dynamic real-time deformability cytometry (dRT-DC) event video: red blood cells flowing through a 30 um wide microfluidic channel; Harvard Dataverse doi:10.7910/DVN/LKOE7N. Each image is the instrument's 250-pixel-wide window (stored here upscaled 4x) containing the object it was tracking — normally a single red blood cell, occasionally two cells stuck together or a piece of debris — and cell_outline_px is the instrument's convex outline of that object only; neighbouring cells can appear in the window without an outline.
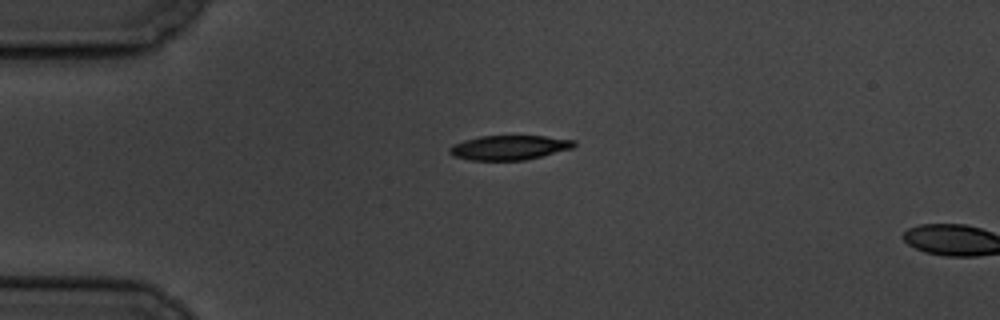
{"species": "common noctule bat (a hibernating species)", "species_latin": "Nyctalus noctula", "temperature_condition": "cold", "stored_images_in_passage": 2, "camera_frame_rate_fps": 3000, "um_per_image_px": 0.085, "animal": {"sex": "male", "body_mass_g": 19.5, "forearm_length_mm": 54.6}, "frame": {"image": 1, "passage_image": 1, "time_ms": 0.0, "image_size_px": [1000, 320], "cell_outline_px": [[576, 144], [572, 148], [524, 160], [472, 160], [452, 156], [448, 152], [448, 148], [452, 144], [464, 140], [480, 136], [544, 136], [576, 140]], "centroid_in_image_um": [43.24, 12.54], "position_along_channel_um": 41.8, "area_um2": 17.74}}